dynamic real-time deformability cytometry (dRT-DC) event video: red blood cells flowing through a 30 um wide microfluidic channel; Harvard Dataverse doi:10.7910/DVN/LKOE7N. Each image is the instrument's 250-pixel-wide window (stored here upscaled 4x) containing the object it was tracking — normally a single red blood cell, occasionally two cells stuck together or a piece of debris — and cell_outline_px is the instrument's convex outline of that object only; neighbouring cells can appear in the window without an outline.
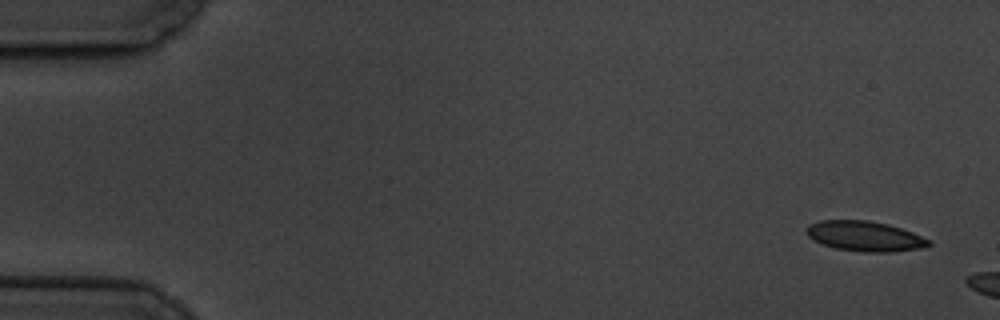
{"species": "common noctule bat (a hibernating species)", "species_latin": "Nyctalus noctula", "temperature_condition": "cold", "stored_images_in_passage": 4, "camera_frame_rate_fps": 3000, "um_per_image_px": 0.085, "animal": {"sex": "male", "body_mass_g": 19.5, "forearm_length_mm": 54.6}, "frame": {"image": 1, "passage_image": 1, "time_ms": 0.0, "image_size_px": [1000, 320], "cell_outline_px": [[932, 244], [920, 248], [892, 252], [864, 252], [836, 248], [812, 240], [804, 232], [812, 224], [820, 220], [868, 220], [888, 224], [912, 232], [932, 240]], "centroid_in_image_um": [73.53, 20.07], "position_along_channel_um": 11.5, "area_um2": 21.39}}